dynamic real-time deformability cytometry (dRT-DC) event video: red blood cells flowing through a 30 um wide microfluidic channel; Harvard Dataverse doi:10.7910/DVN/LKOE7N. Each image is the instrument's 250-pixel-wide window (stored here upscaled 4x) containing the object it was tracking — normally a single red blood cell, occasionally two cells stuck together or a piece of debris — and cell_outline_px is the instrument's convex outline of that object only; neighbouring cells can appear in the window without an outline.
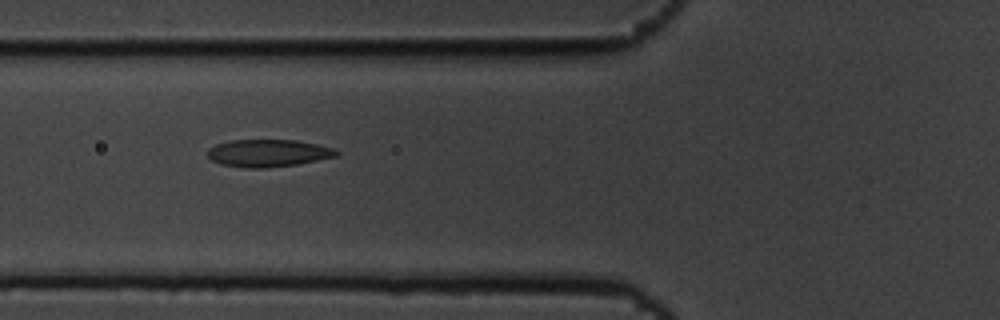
{"species": "common noctule bat (a hibernating species)", "species_latin": "Nyctalus noctula", "temperature_condition": "cold", "stored_images_in_passage": 8, "camera_frame_rate_fps": 3000, "um_per_image_px": 0.085, "animal": {"sex": "male", "body_mass_g": 19.5, "forearm_length_mm": 54.6}, "frame": {"image": 1, "passage_image": 5, "time_ms": 1.333, "image_size_px": [1000, 320], "cell_outline_px": [[340, 156], [296, 164], [264, 168], [244, 168], [220, 164], [212, 160], [208, 156], [208, 148], [216, 144], [228, 140], [296, 140], [316, 144], [332, 148], [340, 152]], "centroid_in_image_um": [22.79, 13.01], "position_along_channel_um": 103.0, "area_um2": 20.63}}
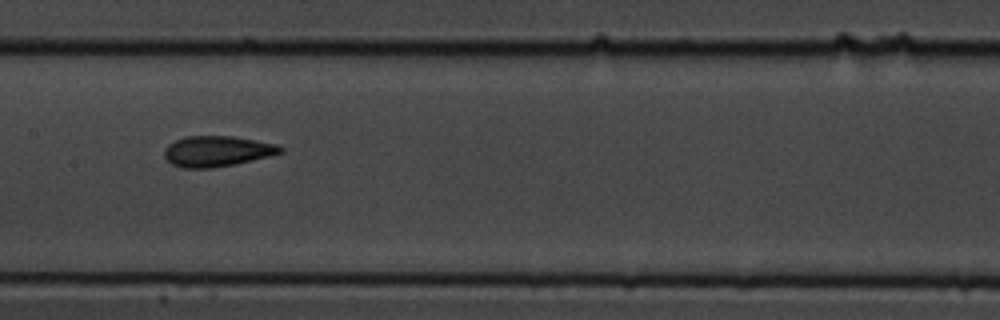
{"frame": {"image": 2, "passage_image": 7, "time_ms": 2.0, "image_size_px": [1000, 320], "cell_outline_px": [[284, 152], [236, 164], [212, 168], [184, 168], [172, 164], [164, 156], [164, 148], [168, 144], [184, 136], [232, 136], [256, 140], [276, 144], [284, 148]], "centroid_in_image_um": [18.44, 12.85], "position_along_channel_um": 189.0, "area_um2": 20.75}}
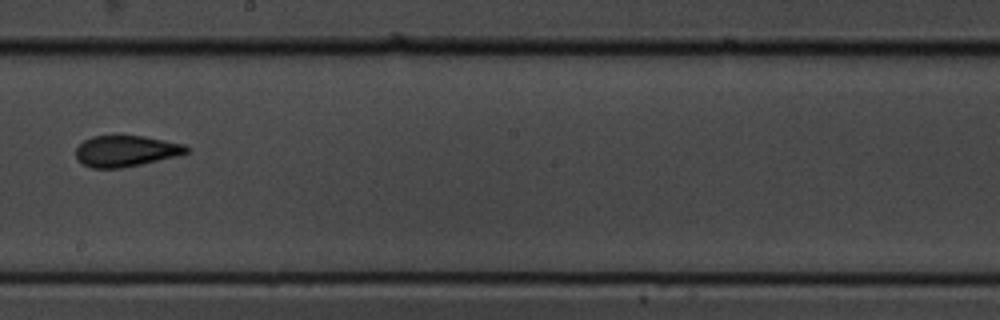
{"frame": {"image": 3, "passage_image": 8, "time_ms": 2.333, "image_size_px": [1000, 320], "cell_outline_px": [[192, 148], [184, 156], [120, 168], [92, 168], [76, 160], [76, 148], [84, 140], [92, 136], [144, 136], [184, 144]], "centroid_in_image_um": [10.77, 12.85], "position_along_channel_um": 237.4, "area_um2": 20.35}}